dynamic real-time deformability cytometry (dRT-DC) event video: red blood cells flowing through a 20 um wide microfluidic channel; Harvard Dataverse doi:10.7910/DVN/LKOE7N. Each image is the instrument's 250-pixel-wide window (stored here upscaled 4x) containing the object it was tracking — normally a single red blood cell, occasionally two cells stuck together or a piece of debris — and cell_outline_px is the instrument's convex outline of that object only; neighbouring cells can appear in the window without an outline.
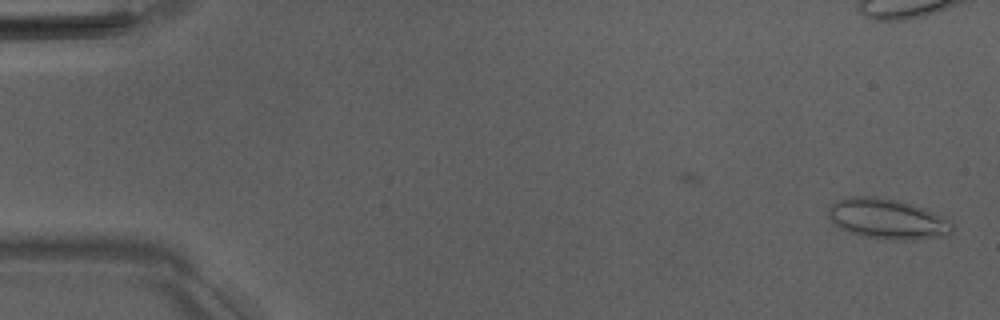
{"species": "Egyptian fruit bat (a non-hibernating species)", "species_latin": "Rousettus aegyptiacus", "temperature_condition": "room temperature", "stored_images_in_passage": 52, "camera_frame_rate_fps": 3000, "um_per_image_px": 0.085, "animal": {"sex": "male"}, "frame": {"image": 1, "passage_image": 1, "time_ms": 0.0, "image_size_px": [1000, 320], "cell_outline_px": [[952, 232], [912, 240], [888, 240], [864, 236], [848, 232], [832, 224], [828, 216], [828, 208], [836, 200], [848, 196], [868, 196], [896, 200], [912, 204], [924, 208], [944, 216], [952, 224]], "centroid_in_image_um": [75.35, 18.6], "position_along_channel_um": 9.7, "area_um2": 28.96}}
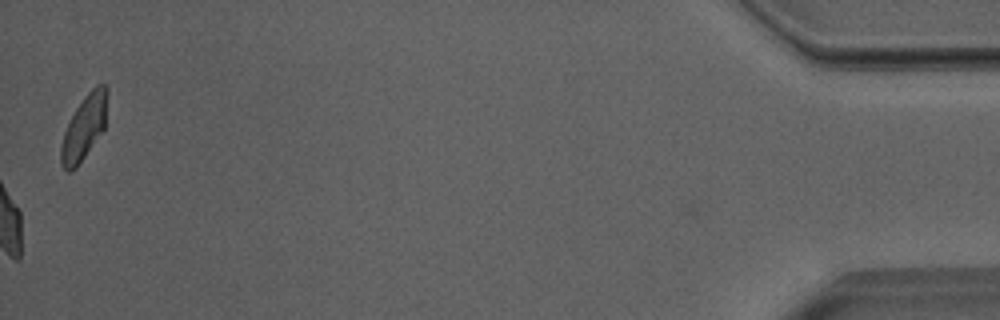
{"frame": {"image": 2, "passage_image": 52, "time_ms": 17.0, "image_size_px": [1000, 320], "cell_outline_px": [[108, 92], [104, 128], [84, 156], [68, 172], [60, 164], [60, 148], [64, 132], [76, 108], [84, 96], [96, 84], [104, 84], [108, 88]], "centroid_in_image_um": [7.15, 10.76], "position_along_channel_um": 428.0, "area_um2": 16.88}, "authors_computed_cell_mechanics": {"area_um2": 20.1144, "velocity_mm_per_s": 3.999, "shape_relaxation_time_tau1_ms": 5.5184, "shape_relaxation_time_tau2_ms": 0.8957, "deformation_change_tau1": 0.1446, "deformation_change_tau2": 0.0759}}